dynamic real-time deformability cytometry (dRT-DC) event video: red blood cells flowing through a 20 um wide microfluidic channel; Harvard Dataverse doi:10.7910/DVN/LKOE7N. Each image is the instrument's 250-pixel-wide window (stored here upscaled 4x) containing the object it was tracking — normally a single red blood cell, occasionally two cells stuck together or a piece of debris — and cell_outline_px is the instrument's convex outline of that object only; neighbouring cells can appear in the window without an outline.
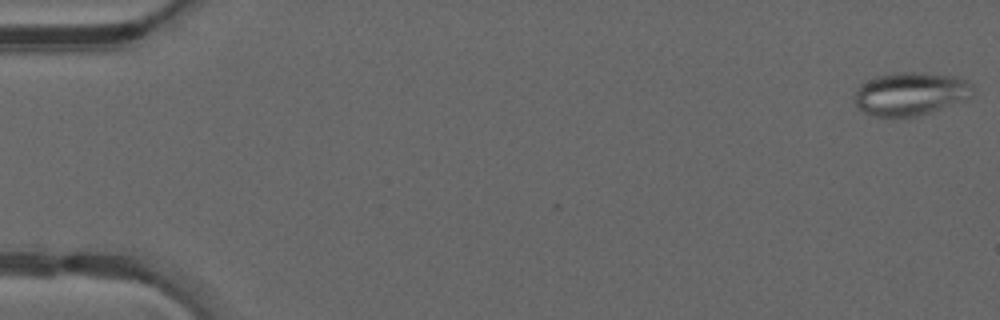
{"species": "common noctule bat (a hibernating species)", "species_latin": "Nyctalus noctula", "temperature_condition": "warm", "stored_images_in_passage": 26, "camera_frame_rate_fps": 3000, "um_per_image_px": 0.085, "animal": {"sex": "male", "forearm_length_mm": 52.5}, "frame": {"image": 1, "passage_image": 1, "time_ms": 0.0, "image_size_px": [1000, 320], "cell_outline_px": [[972, 88], [968, 100], [916, 116], [876, 116], [864, 112], [852, 100], [852, 96], [860, 84], [876, 76], [896, 72], [916, 72], [952, 76], [968, 80], [972, 84]], "centroid_in_image_um": [77.37, 7.96], "position_along_channel_um": 7.6, "area_um2": 29.71}}
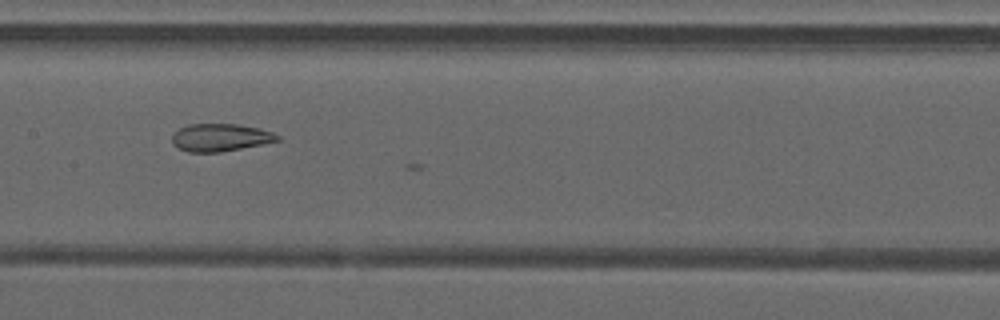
{"frame": {"image": 2, "passage_image": 25, "time_ms": 8.0, "image_size_px": [1000, 320], "cell_outline_px": [[280, 140], [220, 152], [188, 152], [172, 144], [172, 136], [180, 128], [188, 124], [240, 124], [260, 128], [272, 132], [280, 136]], "centroid_in_image_um": [18.73, 11.68], "position_along_channel_um": 188.7, "area_um2": 16.82}}